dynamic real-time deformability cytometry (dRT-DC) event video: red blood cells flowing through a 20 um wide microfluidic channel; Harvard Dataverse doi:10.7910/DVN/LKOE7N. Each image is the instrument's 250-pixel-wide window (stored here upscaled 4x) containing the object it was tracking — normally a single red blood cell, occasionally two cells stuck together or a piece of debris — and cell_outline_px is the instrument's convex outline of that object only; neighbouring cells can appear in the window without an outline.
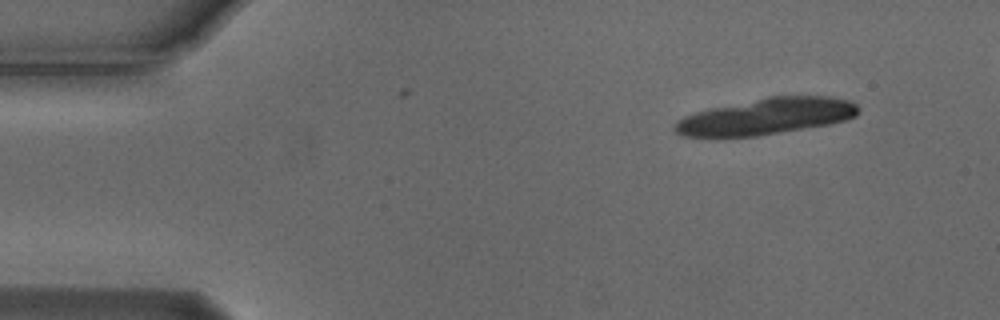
{"species": "Egyptian fruit bat (a non-hibernating species)", "species_latin": "Rousettus aegyptiacus", "temperature_condition": "cold", "stored_images_in_passage": 4, "camera_frame_rate_fps": 3000, "um_per_image_px": 0.085, "animal": {"sex": "male"}, "frame": {"image": 1, "passage_image": 2, "time_ms": 0.333, "image_size_px": [1000, 320], "cell_outline_px": [[860, 108], [856, 116], [844, 120], [828, 124], [756, 136], [680, 136], [672, 128], [672, 124], [676, 120], [684, 116], [696, 112], [712, 108], [768, 96], [828, 96], [852, 100]], "centroid_in_image_um": [65.13, 9.88], "position_along_channel_um": 19.9, "area_um2": 38.67}}